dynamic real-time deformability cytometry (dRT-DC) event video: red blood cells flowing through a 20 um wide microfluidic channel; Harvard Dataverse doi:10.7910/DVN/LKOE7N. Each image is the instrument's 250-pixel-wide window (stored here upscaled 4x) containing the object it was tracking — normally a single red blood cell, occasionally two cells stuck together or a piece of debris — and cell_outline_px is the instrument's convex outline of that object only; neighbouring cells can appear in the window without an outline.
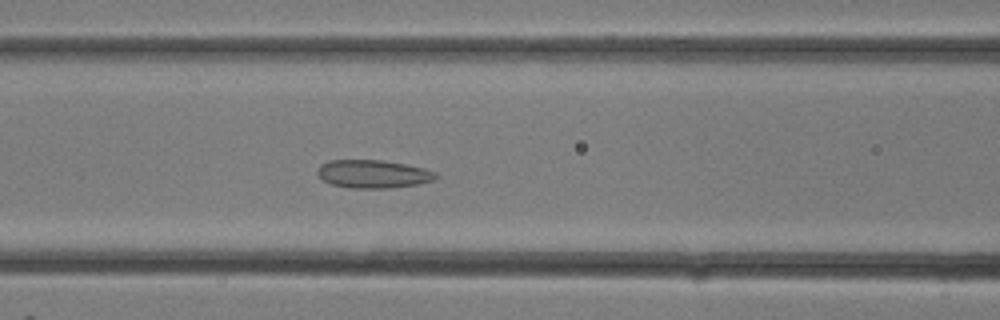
{"species": "common noctule bat (a hibernating species)", "species_latin": "Nyctalus noctula", "temperature_condition": "room temperature", "stored_images_in_passage": 18, "camera_frame_rate_fps": 3000, "um_per_image_px": 0.085, "animal": {"sex": "female"}, "frame": {"image": 1, "passage_image": 11, "time_ms": 3.333, "image_size_px": [1000, 320], "cell_outline_px": [[440, 176], [432, 180], [416, 184], [388, 188], [348, 188], [332, 184], [324, 180], [316, 172], [320, 164], [328, 160], [384, 160], [424, 168], [436, 172]], "centroid_in_image_um": [31.7, 14.78], "position_along_channel_um": 134.9, "area_um2": 19.36}}
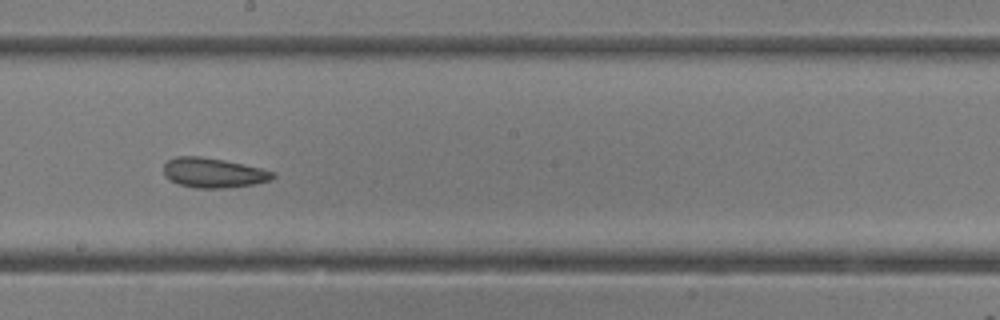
{"frame": {"image": 2, "passage_image": 15, "time_ms": 4.667, "image_size_px": [1000, 320], "cell_outline_px": [[276, 176], [272, 180], [252, 184], [224, 188], [196, 188], [180, 184], [164, 176], [164, 164], [168, 160], [176, 156], [200, 156], [224, 160], [244, 164], [276, 172]], "centroid_in_image_um": [18.16, 14.68], "position_along_channel_um": 230.0, "area_um2": 18.9}}
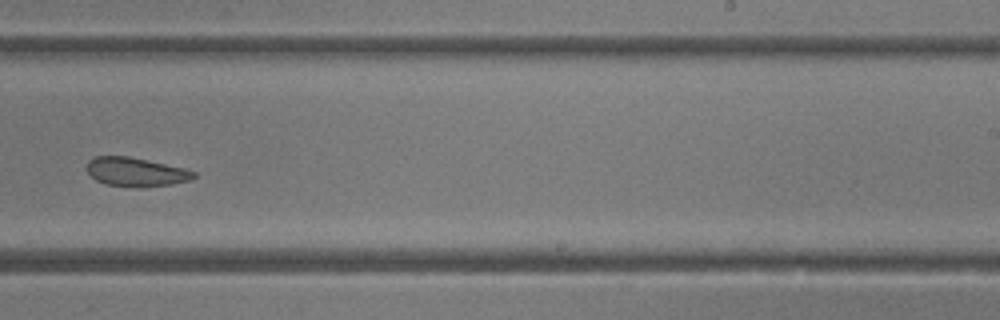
{"frame": {"image": 3, "passage_image": 17, "time_ms": 5.333, "image_size_px": [1000, 320], "cell_outline_px": [[196, 176], [192, 180], [172, 184], [104, 184], [96, 180], [88, 172], [88, 160], [92, 156], [128, 156], [184, 168], [196, 172]], "centroid_in_image_um": [11.55, 14.56], "position_along_channel_um": 277.5, "area_um2": 17.11}}